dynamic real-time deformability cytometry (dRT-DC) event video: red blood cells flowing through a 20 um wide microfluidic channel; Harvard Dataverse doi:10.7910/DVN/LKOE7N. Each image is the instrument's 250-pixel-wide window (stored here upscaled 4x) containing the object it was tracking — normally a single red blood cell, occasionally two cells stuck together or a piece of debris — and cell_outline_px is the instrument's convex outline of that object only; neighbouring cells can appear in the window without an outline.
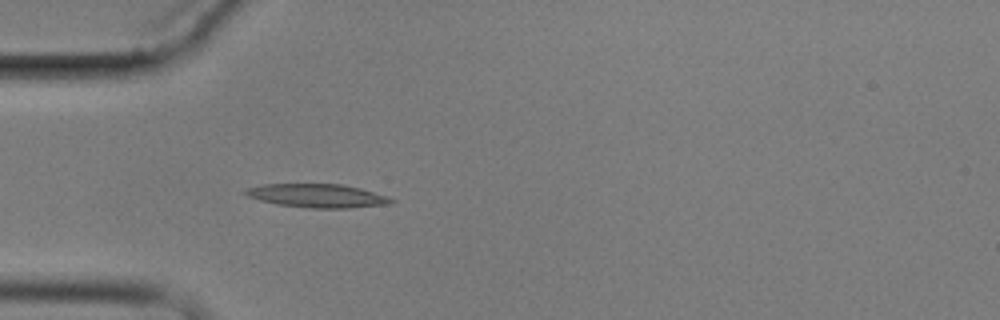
{"species": "common noctule bat (a hibernating species)", "species_latin": "Nyctalus noctula", "temperature_condition": "cold", "stored_images_in_passage": 2, "camera_frame_rate_fps": 3000, "um_per_image_px": 0.085, "animal": {"sex": "male", "body_mass_g": 17.9}, "frame": {"image": 1, "passage_image": 2, "time_ms": 1.333, "image_size_px": [1000, 320], "cell_outline_px": [[396, 200], [392, 204], [352, 208], [308, 208], [276, 204], [260, 200], [248, 196], [240, 192], [248, 188], [264, 184], [340, 184], [360, 188], [388, 196]], "centroid_in_image_um": [27.0, 16.64], "position_along_channel_um": 58.0, "area_um2": 20.17}}